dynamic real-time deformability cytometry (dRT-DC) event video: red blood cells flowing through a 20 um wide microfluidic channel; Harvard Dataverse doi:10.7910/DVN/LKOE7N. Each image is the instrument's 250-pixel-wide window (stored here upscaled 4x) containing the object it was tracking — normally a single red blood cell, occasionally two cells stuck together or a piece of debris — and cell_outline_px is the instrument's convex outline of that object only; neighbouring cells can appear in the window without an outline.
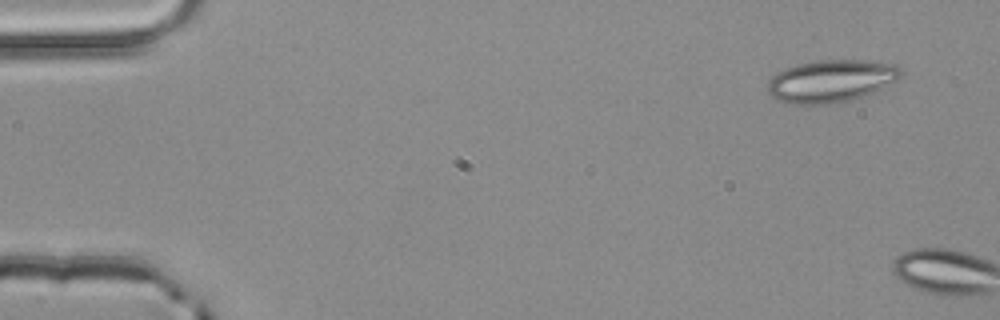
{"species": "common noctule bat (a hibernating species)", "species_latin": "Nyctalus noctula", "temperature_condition": "room temperature", "stored_images_in_passage": 2, "camera_frame_rate_fps": 3000, "um_per_image_px": 0.085, "animal": {"sex": "male", "body_mass_g": 20.4}, "frame": {"image": 1, "passage_image": 1, "time_ms": 0.0, "image_size_px": [1000, 320], "cell_outline_px": [[904, 76], [872, 92], [848, 100], [828, 104], [788, 104], [776, 100], [768, 92], [768, 80], [776, 72], [784, 68], [796, 64], [816, 60], [872, 60], [896, 64], [904, 72]], "centroid_in_image_um": [70.62, 6.86], "position_along_channel_um": 14.4, "area_um2": 33.18}}